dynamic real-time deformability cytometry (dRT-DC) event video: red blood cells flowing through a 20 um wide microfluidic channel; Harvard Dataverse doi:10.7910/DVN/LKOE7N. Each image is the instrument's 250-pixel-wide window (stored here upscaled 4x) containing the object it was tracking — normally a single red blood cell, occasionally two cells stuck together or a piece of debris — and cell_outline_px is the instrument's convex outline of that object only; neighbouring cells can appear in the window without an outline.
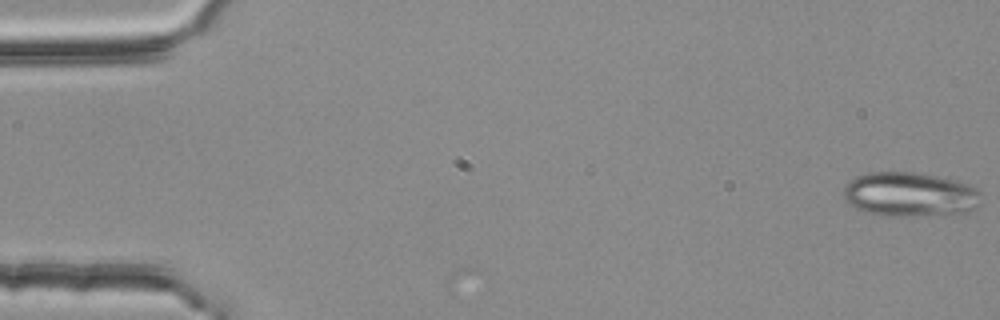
{"species": "common noctule bat (a hibernating species)", "species_latin": "Nyctalus noctula", "temperature_condition": "room temperature", "stored_images_in_passage": 3, "camera_frame_rate_fps": 3000, "um_per_image_px": 0.085, "animal": {"sex": "female", "body_mass_g": 25.1}, "frame": {"image": 1, "passage_image": 1, "time_ms": 0.0, "image_size_px": [1000, 320], "cell_outline_px": [[980, 204], [976, 208], [968, 212], [908, 216], [888, 216], [868, 212], [856, 208], [844, 200], [844, 184], [848, 180], [856, 176], [872, 172], [916, 172], [964, 184], [980, 192]], "centroid_in_image_um": [77.27, 16.53], "position_along_channel_um": 7.7, "area_um2": 35.08}}